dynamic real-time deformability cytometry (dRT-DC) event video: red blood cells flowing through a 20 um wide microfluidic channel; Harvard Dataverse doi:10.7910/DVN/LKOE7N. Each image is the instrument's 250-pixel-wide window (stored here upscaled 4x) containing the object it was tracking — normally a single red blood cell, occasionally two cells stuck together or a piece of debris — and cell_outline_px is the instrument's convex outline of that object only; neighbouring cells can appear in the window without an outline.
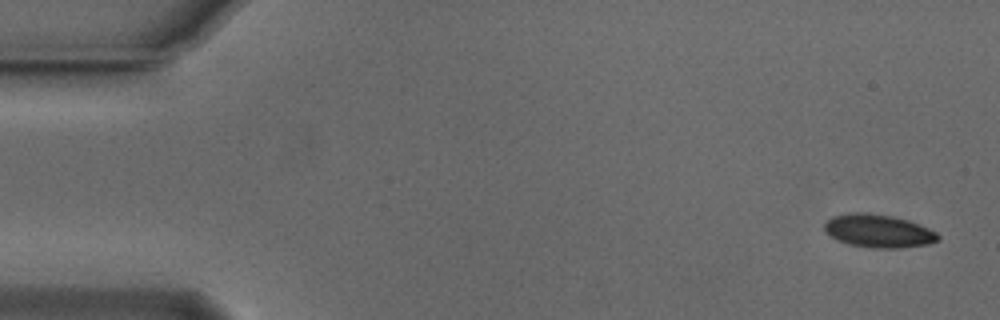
{"species": "Egyptian fruit bat (a non-hibernating species)", "species_latin": "Rousettus aegyptiacus", "temperature_condition": "cold", "stored_images_in_passage": 11, "camera_frame_rate_fps": 3000, "um_per_image_px": 0.085, "animal": {"sex": "male"}, "frame": {"image": 1, "passage_image": 1, "time_ms": 0.0, "image_size_px": [1000, 320], "cell_outline_px": [[940, 240], [928, 244], [900, 248], [872, 248], [848, 244], [836, 240], [824, 232], [824, 224], [832, 216], [848, 212], [868, 212], [892, 216], [908, 220], [928, 228], [936, 232], [940, 236]], "centroid_in_image_um": [74.63, 19.63], "position_along_channel_um": 10.4, "area_um2": 22.2}}